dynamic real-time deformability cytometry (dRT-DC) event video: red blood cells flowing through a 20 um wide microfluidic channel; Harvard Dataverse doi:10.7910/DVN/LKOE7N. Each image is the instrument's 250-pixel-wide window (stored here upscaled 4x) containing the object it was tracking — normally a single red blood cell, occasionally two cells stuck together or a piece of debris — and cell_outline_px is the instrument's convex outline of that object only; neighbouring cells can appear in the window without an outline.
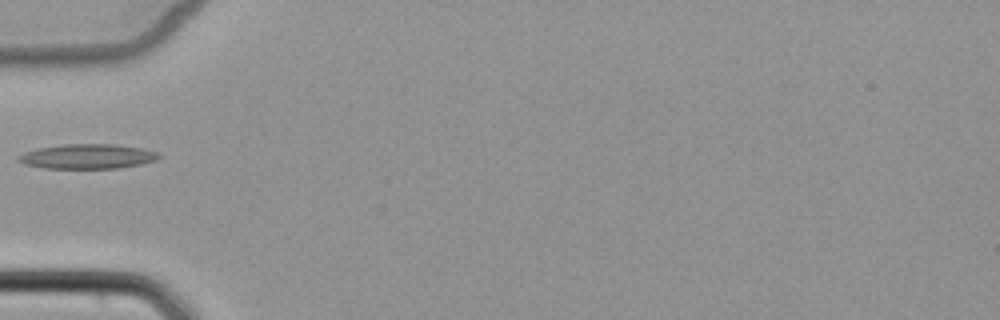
{"species": "common noctule bat (a hibernating species)", "species_latin": "Nyctalus noctula", "temperature_condition": "cold", "stored_images_in_passage": 5, "camera_frame_rate_fps": 3000, "um_per_image_px": 0.085, "animal": {"sex": "female", "body_mass_g": 22.7, "forearm_length_mm": 54.2}, "frame": {"image": 1, "passage_image": 5, "time_ms": 5.667, "image_size_px": [1000, 320], "cell_outline_px": [[160, 156], [156, 160], [140, 164], [116, 168], [44, 168], [24, 164], [16, 160], [16, 156], [24, 152], [36, 148], [64, 144], [112, 144], [140, 148], [160, 152]], "centroid_in_image_um": [7.39, 13.29], "position_along_channel_um": 77.6, "area_um2": 20.23}}